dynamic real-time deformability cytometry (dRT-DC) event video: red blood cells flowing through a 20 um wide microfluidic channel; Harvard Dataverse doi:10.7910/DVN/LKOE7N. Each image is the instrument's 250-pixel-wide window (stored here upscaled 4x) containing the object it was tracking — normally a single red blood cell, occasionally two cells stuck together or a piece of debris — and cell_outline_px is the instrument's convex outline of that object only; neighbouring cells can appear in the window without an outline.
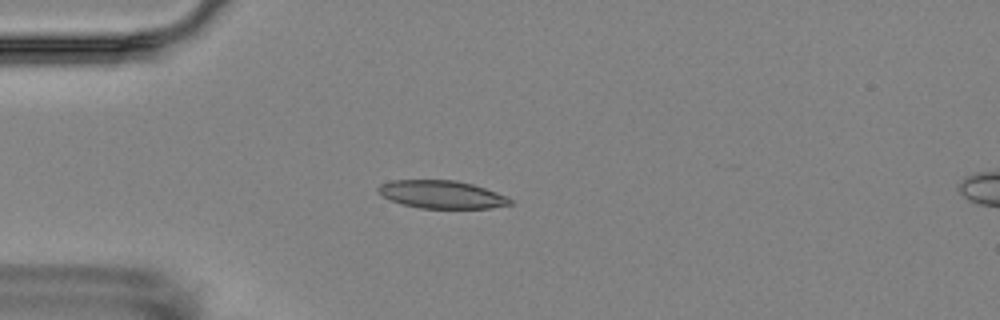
{"species": "Egyptian fruit bat (a non-hibernating species)", "species_latin": "Rousettus aegyptiacus", "temperature_condition": "room temperature", "stored_images_in_passage": 5, "camera_frame_rate_fps": 3000, "um_per_image_px": 0.085, "animal": {"sex": "female"}, "frame": {"image": 1, "passage_image": 3, "time_ms": 3.333, "image_size_px": [1000, 320], "cell_outline_px": [[512, 204], [492, 208], [420, 208], [400, 204], [384, 196], [376, 188], [380, 184], [392, 180], [456, 180], [472, 184], [508, 196], [512, 200]], "centroid_in_image_um": [37.56, 16.53], "position_along_channel_um": 47.4, "area_um2": 21.39}}
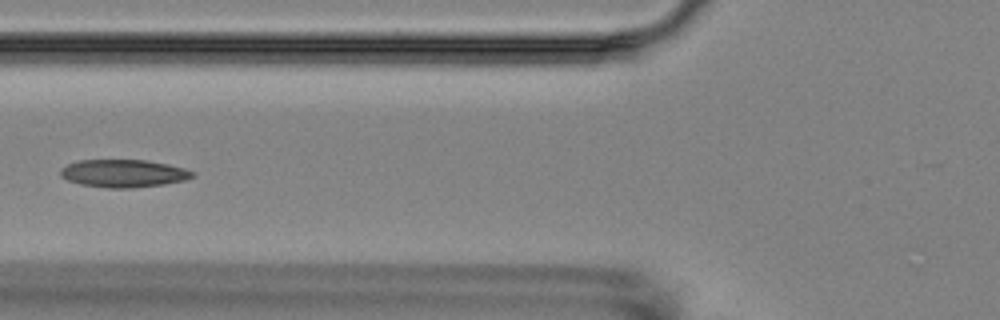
{"frame": {"image": 2, "passage_image": 5, "time_ms": 5.667, "image_size_px": [1000, 320], "cell_outline_px": [[196, 176], [184, 180], [164, 184], [132, 188], [108, 188], [80, 184], [68, 180], [60, 176], [60, 168], [68, 164], [80, 160], [148, 160], [168, 164], [184, 168], [196, 172]], "centroid_in_image_um": [10.52, 14.73], "position_along_channel_um": 115.3, "area_um2": 21.44}}